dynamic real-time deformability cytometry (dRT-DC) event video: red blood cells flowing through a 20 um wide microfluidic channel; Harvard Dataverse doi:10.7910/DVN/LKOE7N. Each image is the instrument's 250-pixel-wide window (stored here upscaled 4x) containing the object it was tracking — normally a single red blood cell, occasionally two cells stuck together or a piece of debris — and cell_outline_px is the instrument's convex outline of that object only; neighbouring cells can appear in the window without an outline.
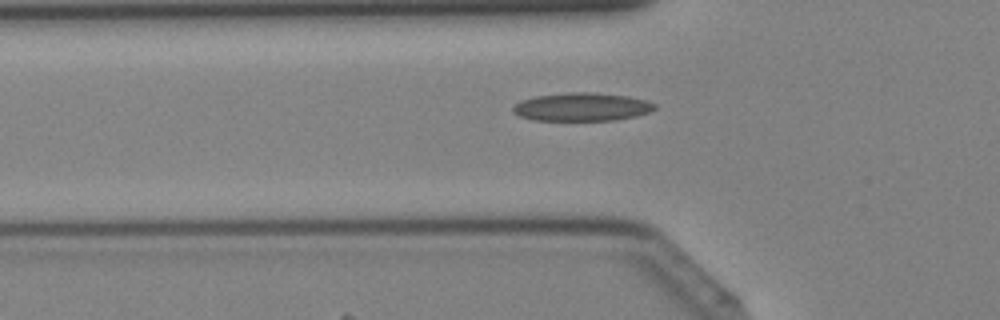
{"species": "Egyptian fruit bat (a non-hibernating species)", "species_latin": "Rousettus aegyptiacus", "temperature_condition": "cold", "stored_images_in_passage": 33, "camera_frame_rate_fps": 3000, "um_per_image_px": 0.085, "animal": {"sex": "female"}, "frame": {"image": 1, "passage_image": 6, "time_ms": 1.667, "image_size_px": [1000, 320], "cell_outline_px": [[656, 108], [648, 112], [636, 116], [612, 120], [532, 120], [520, 116], [512, 112], [512, 108], [520, 100], [536, 96], [568, 92], [588, 92], [628, 96], [648, 100], [656, 104]], "centroid_in_image_um": [49.45, 9.08], "position_along_channel_um": 76.3, "area_um2": 23.29}}
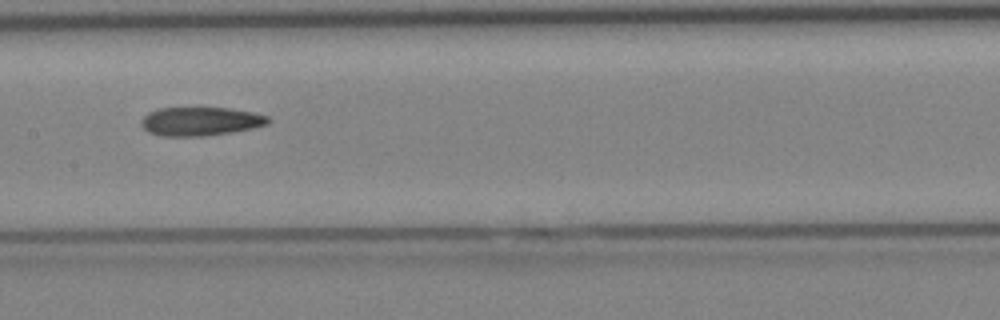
{"frame": {"image": 2, "passage_image": 13, "time_ms": 4.0, "image_size_px": [1000, 320], "cell_outline_px": [[272, 120], [268, 124], [252, 128], [232, 132], [204, 136], [164, 136], [148, 132], [140, 124], [140, 120], [148, 112], [160, 108], [228, 108], [252, 112], [268, 116]], "centroid_in_image_um": [17.04, 10.31], "position_along_channel_um": 190.4, "area_um2": 21.21}}
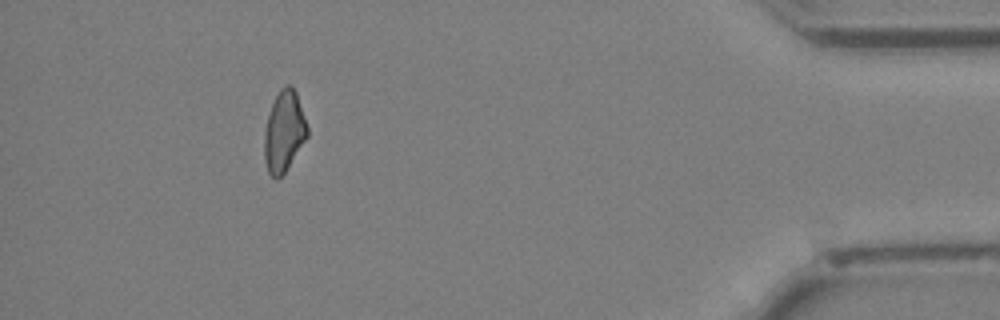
{"frame": {"image": 3, "passage_image": 30, "time_ms": 9.667, "image_size_px": [1000, 320], "cell_outline_px": [[308, 136], [284, 172], [276, 180], [268, 172], [264, 160], [264, 132], [268, 116], [272, 104], [280, 88], [284, 84], [292, 84], [296, 92], [308, 128]], "centroid_in_image_um": [24.13, 11.15], "position_along_channel_um": 411.1, "area_um2": 20.11}}